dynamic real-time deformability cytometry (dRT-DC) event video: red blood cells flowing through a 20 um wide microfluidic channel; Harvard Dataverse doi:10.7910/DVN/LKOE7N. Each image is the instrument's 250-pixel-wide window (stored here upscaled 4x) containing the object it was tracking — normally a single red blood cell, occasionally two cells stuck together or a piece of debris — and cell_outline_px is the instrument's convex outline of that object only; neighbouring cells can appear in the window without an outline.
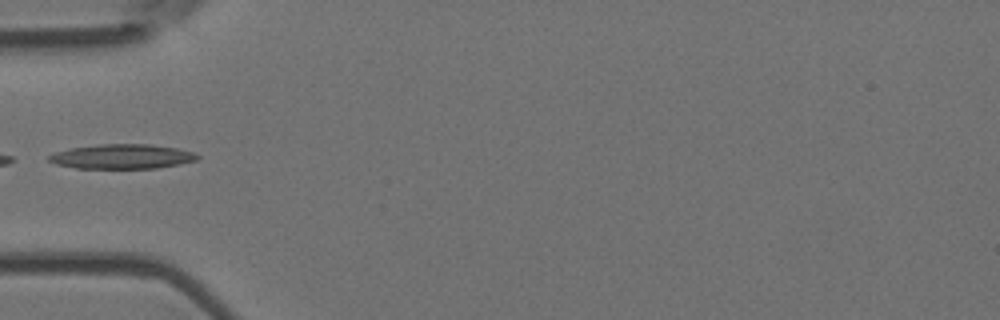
{"species": "Egyptian fruit bat (a non-hibernating species)", "species_latin": "Rousettus aegyptiacus", "temperature_condition": "room temperature", "stored_images_in_passage": 5, "camera_frame_rate_fps": 3000, "um_per_image_px": 0.085, "animal": {"sex": "female"}, "frame": {"image": 1, "passage_image": 5, "time_ms": 1.333, "image_size_px": [1000, 320], "cell_outline_px": [[200, 156], [196, 160], [156, 168], [76, 168], [56, 164], [48, 160], [48, 156], [56, 152], [68, 148], [100, 144], [152, 144], [176, 148], [192, 152]], "centroid_in_image_um": [10.34, 13.29], "position_along_channel_um": 74.7, "area_um2": 21.1}}